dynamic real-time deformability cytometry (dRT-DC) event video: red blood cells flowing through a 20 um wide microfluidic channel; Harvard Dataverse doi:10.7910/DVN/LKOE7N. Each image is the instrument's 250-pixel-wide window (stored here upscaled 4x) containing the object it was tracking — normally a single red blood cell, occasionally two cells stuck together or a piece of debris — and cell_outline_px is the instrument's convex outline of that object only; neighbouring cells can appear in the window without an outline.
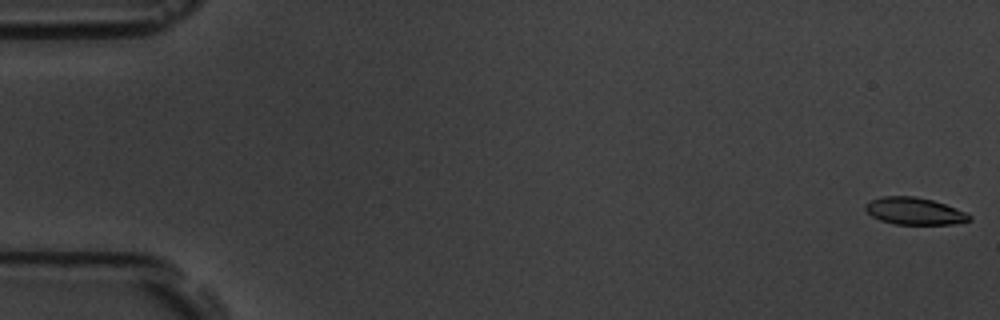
{"species": "common noctule bat (a hibernating species)", "species_latin": "Nyctalus noctula", "temperature_condition": "room temperature", "stored_images_in_passage": 7, "camera_frame_rate_fps": 3000, "um_per_image_px": 0.085, "animal": {"sex": "male", "body_mass_g": 19.5, "forearm_length_mm": 54.6}, "frame": {"image": 1, "passage_image": 1, "time_ms": 0.0, "image_size_px": [1000, 320], "cell_outline_px": [[972, 220], [952, 224], [896, 224], [880, 220], [872, 216], [864, 208], [864, 204], [880, 196], [916, 196], [932, 200], [956, 208], [972, 216]], "centroid_in_image_um": [77.71, 17.94], "position_along_channel_um": 7.3, "area_um2": 16.36}}
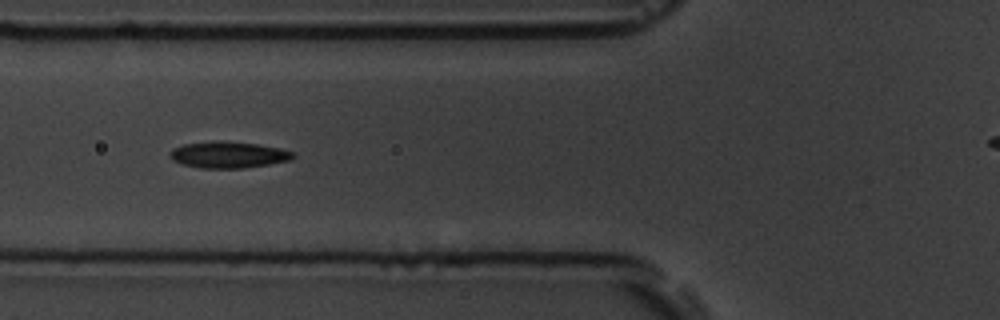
{"frame": {"image": 2, "passage_image": 7, "time_ms": 7.0, "image_size_px": [1000, 320], "cell_outline_px": [[296, 156], [288, 160], [268, 164], [244, 168], [200, 168], [180, 164], [172, 160], [168, 156], [168, 152], [172, 148], [184, 144], [212, 140], [216, 140], [256, 144], [280, 148], [292, 152]], "centroid_in_image_um": [19.32, 13.15], "position_along_channel_um": 106.5, "area_um2": 19.07}}